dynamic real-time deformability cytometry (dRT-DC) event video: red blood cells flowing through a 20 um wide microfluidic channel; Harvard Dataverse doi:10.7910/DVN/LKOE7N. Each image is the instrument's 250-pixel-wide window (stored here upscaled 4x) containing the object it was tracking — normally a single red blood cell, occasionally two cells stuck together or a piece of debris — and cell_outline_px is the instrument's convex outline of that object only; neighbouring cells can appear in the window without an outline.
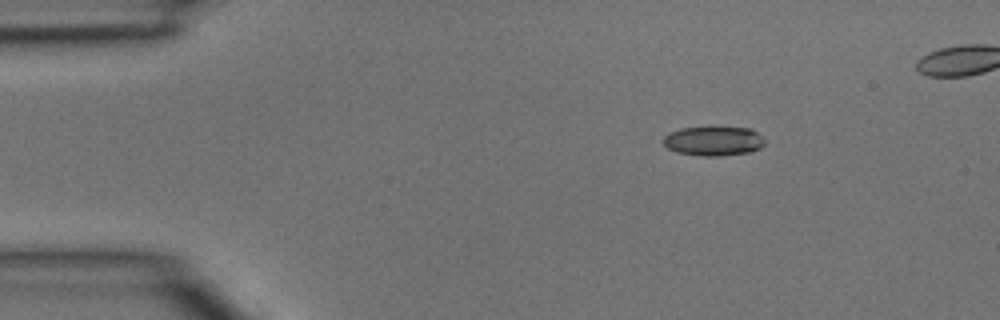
{"species": "common noctule bat (a hibernating species)", "species_latin": "Nyctalus noctula", "temperature_condition": "room temperature", "stored_images_in_passage": 3, "camera_frame_rate_fps": 3000, "um_per_image_px": 0.085, "animal": {"sex": "male", "body_mass_g": 15.6}, "frame": {"image": 1, "passage_image": 1, "time_ms": 0.0, "image_size_px": [1000, 320], "cell_outline_px": [[764, 144], [760, 148], [752, 152], [720, 156], [704, 156], [676, 152], [668, 148], [664, 144], [664, 136], [668, 132], [680, 128], [752, 128], [764, 140]], "centroid_in_image_um": [60.64, 12.0], "position_along_channel_um": 24.4, "area_um2": 17.22}}